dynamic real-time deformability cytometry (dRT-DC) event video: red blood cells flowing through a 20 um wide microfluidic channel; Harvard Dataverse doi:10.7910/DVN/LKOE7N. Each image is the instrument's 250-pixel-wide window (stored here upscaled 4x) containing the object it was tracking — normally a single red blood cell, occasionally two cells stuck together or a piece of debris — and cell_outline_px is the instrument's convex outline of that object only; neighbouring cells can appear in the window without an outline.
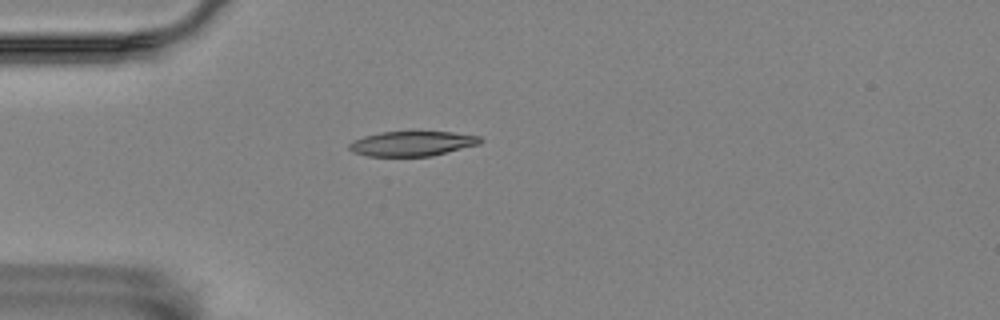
{"species": "Egyptian fruit bat (a non-hibernating species)", "species_latin": "Rousettus aegyptiacus", "temperature_condition": "room temperature", "stored_images_in_passage": 12, "camera_frame_rate_fps": 3000, "um_per_image_px": 0.085, "animal": {"sex": "female"}, "frame": {"image": 1, "passage_image": 3, "time_ms": 0.667, "image_size_px": [1000, 320], "cell_outline_px": [[484, 140], [480, 144], [432, 156], [368, 156], [352, 152], [348, 148], [348, 144], [352, 140], [364, 136], [380, 132], [452, 132], [480, 136]], "centroid_in_image_um": [35.03, 12.21], "position_along_channel_um": 50.0, "area_um2": 19.07}}
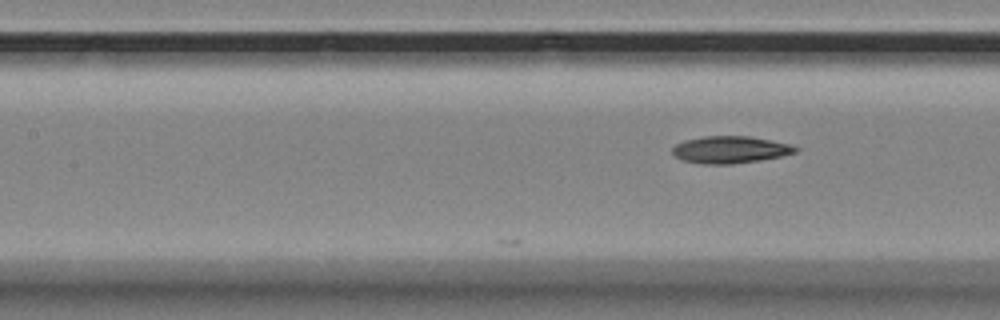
{"frame": {"image": 2, "passage_image": 12, "time_ms": 3.667, "image_size_px": [1000, 320], "cell_outline_px": [[800, 148], [796, 152], [780, 156], [760, 160], [732, 164], [704, 164], [684, 160], [676, 156], [672, 152], [672, 148], [676, 144], [684, 140], [704, 136], [748, 136], [792, 144]], "centroid_in_image_um": [62.08, 12.71], "position_along_channel_um": 145.3, "area_um2": 19.36}}